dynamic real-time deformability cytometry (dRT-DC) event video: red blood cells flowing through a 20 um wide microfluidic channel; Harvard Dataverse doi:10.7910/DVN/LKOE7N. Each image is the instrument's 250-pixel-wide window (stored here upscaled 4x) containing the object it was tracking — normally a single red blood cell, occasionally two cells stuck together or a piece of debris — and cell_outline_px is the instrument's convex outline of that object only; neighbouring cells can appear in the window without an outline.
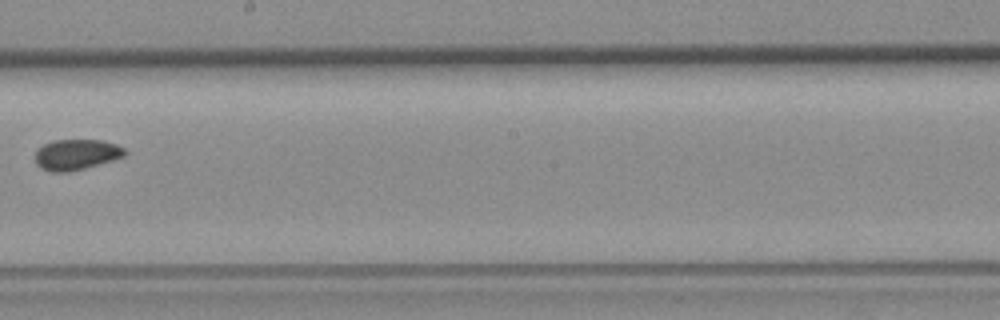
{"species": "common noctule bat (a hibernating species)", "species_latin": "Nyctalus noctula", "temperature_condition": "room temperature", "stored_images_in_passage": 10, "camera_frame_rate_fps": 3000, "um_per_image_px": 0.085, "animal": {"sex": "female", "body_mass_g": 19.3, "forearm_length_mm": 54.1}, "frame": {"image": 1, "passage_image": 9, "time_ms": 2.667, "image_size_px": [1000, 320], "cell_outline_px": [[128, 152], [124, 156], [112, 160], [84, 168], [64, 172], [52, 172], [36, 164], [36, 152], [44, 144], [52, 140], [104, 140], [116, 144], [124, 148]], "centroid_in_image_um": [6.52, 13.12], "position_along_channel_um": 241.7, "area_um2": 15.78}}
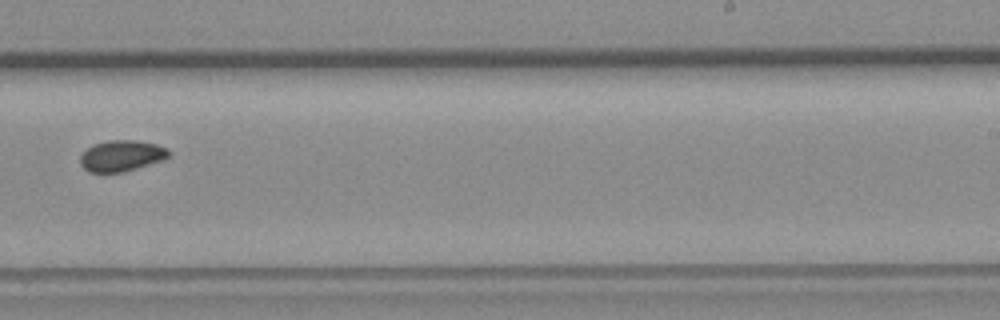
{"frame": {"image": 2, "passage_image": 10, "time_ms": 3.0, "image_size_px": [1000, 320], "cell_outline_px": [[172, 152], [164, 160], [124, 172], [88, 172], [80, 164], [80, 156], [92, 144], [108, 140], [136, 140], [156, 144], [168, 148]], "centroid_in_image_um": [10.35, 13.24], "position_along_channel_um": 278.6, "area_um2": 16.18}}